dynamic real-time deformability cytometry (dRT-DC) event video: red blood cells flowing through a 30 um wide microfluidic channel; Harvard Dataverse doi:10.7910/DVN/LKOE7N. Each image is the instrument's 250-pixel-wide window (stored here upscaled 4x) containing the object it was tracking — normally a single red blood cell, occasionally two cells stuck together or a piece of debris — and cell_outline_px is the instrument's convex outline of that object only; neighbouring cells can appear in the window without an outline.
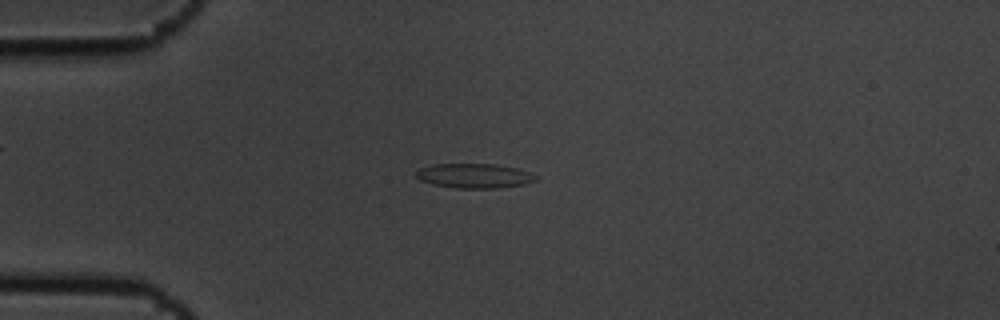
{"species": "common noctule bat (a hibernating species)", "species_latin": "Nyctalus noctula", "temperature_condition": "cold", "stored_images_in_passage": 5, "camera_frame_rate_fps": 3000, "um_per_image_px": 0.085, "animal": {"sex": "male", "body_mass_g": 19.5, "forearm_length_mm": 54.6}, "frame": {"image": 1, "passage_image": 3, "time_ms": 0.667, "image_size_px": [1000, 320], "cell_outline_px": [[540, 180], [524, 184], [496, 188], [456, 188], [432, 184], [420, 180], [416, 176], [416, 172], [420, 168], [432, 164], [496, 164], [516, 168], [540, 176]], "centroid_in_image_um": [40.35, 14.94], "position_along_channel_um": 44.6, "area_um2": 17.22}}
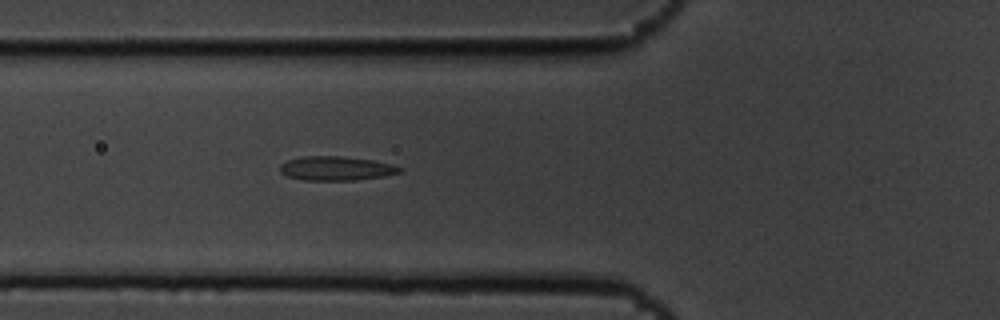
{"frame": {"image": 2, "passage_image": 5, "time_ms": 1.333, "image_size_px": [1000, 320], "cell_outline_px": [[404, 168], [400, 172], [384, 176], [356, 180], [304, 180], [288, 176], [280, 172], [280, 164], [288, 160], [300, 156], [340, 156], [372, 160], [392, 164]], "centroid_in_image_um": [28.57, 14.31], "position_along_channel_um": 97.2, "area_um2": 16.82}}